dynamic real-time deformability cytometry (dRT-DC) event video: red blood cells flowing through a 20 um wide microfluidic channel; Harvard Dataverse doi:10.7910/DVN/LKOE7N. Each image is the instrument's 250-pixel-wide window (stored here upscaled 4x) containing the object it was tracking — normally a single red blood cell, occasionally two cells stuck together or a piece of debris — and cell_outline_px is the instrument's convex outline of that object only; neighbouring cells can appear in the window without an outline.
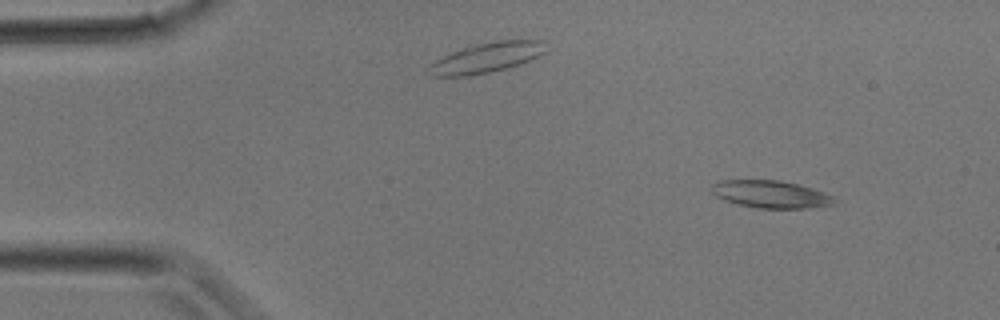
{"species": "common noctule bat (a hibernating species)", "species_latin": "Nyctalus noctula", "temperature_condition": "room temperature", "stored_images_in_passage": 9, "camera_frame_rate_fps": 3000, "um_per_image_px": 0.085, "animal": {"sex": "male", "body_mass_g": 17.9}, "frame": {"image": 1, "passage_image": 1, "time_ms": 0.0, "image_size_px": [1000, 320], "cell_outline_px": [[836, 204], [804, 208], [756, 208], [724, 200], [716, 196], [708, 188], [716, 180], [780, 180], [796, 184], [824, 192], [832, 196], [836, 200]], "centroid_in_image_um": [65.46, 16.5], "position_along_channel_um": 19.5, "area_um2": 19.59}}
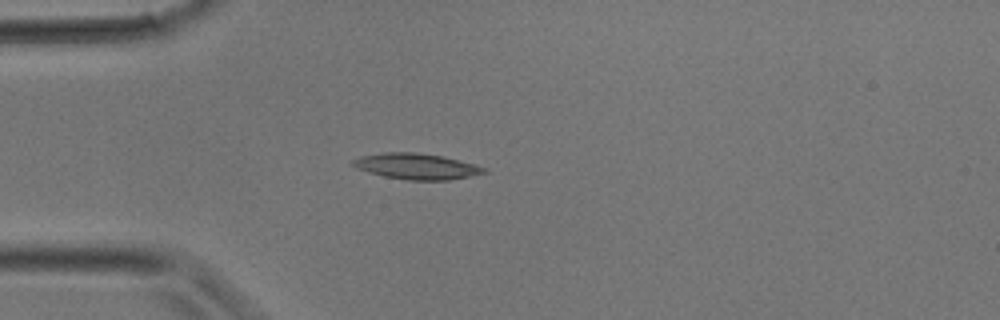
{"frame": {"image": 2, "passage_image": 6, "time_ms": 1.667, "image_size_px": [1000, 320], "cell_outline_px": [[488, 172], [448, 180], [408, 180], [384, 176], [368, 172], [356, 168], [352, 164], [352, 160], [360, 156], [384, 152], [416, 152], [444, 156], [488, 168]], "centroid_in_image_um": [35.4, 14.13], "position_along_channel_um": 49.6, "area_um2": 19.77}}
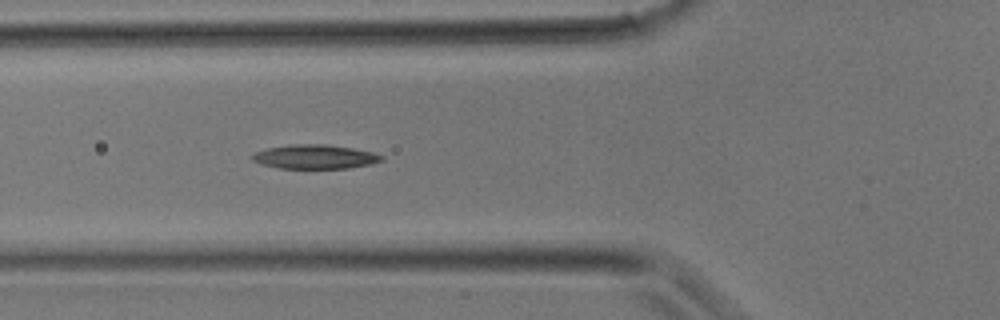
{"frame": {"image": 3, "passage_image": 9, "time_ms": 2.667, "image_size_px": [1000, 320], "cell_outline_px": [[384, 160], [368, 164], [348, 168], [280, 168], [264, 164], [252, 160], [248, 156], [256, 152], [268, 148], [292, 144], [328, 144], [352, 148], [372, 152], [384, 156]], "centroid_in_image_um": [26.77, 13.31], "position_along_channel_um": 99.0, "area_um2": 18.03}}